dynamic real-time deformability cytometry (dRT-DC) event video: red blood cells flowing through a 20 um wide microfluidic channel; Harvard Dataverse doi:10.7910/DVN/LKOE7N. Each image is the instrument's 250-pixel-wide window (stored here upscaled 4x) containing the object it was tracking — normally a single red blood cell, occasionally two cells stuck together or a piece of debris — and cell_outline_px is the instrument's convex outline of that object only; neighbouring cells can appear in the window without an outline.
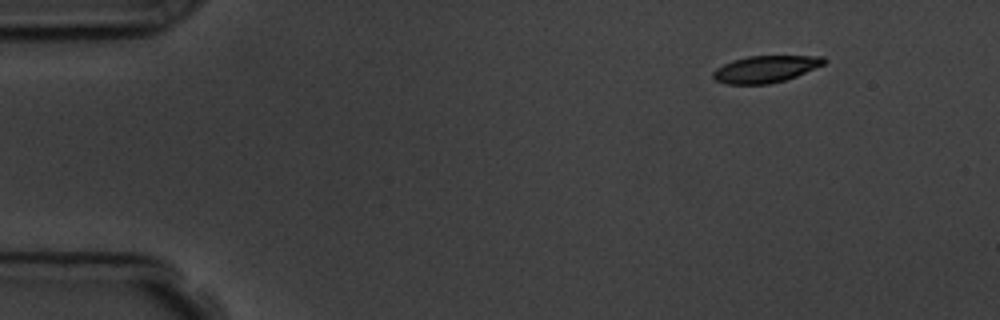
{"species": "common noctule bat (a hibernating species)", "species_latin": "Nyctalus noctula", "temperature_condition": "room temperature", "stored_images_in_passage": 6, "segment_of_instrument_passage": [2, 2], "camera_frame_rate_fps": 3000, "um_per_image_px": 0.085, "animal": {"sex": "male", "body_mass_g": 19.5, "forearm_length_mm": 54.6}, "frame": {"image": 1, "passage_image": 6, "time_ms": 6.667, "image_size_px": [1000, 320], "cell_outline_px": [[828, 60], [824, 64], [796, 76], [784, 80], [768, 84], [728, 84], [716, 80], [712, 76], [712, 72], [716, 68], [724, 64], [748, 56], [824, 56]], "centroid_in_image_um": [65.08, 5.87], "position_along_channel_um": 19.9, "area_um2": 17.17}}